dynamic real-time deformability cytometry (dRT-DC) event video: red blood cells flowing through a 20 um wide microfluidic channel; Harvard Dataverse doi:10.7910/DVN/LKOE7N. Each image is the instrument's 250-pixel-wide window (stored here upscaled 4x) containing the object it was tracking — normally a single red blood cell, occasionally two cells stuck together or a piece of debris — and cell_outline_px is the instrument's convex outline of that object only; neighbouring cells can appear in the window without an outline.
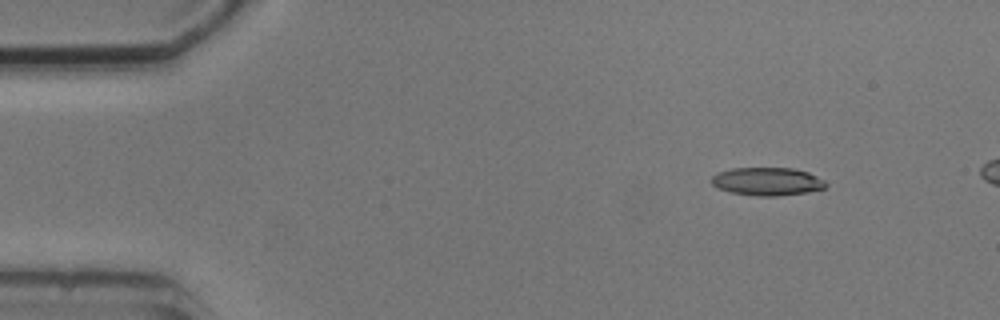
{"species": "common noctule bat (a hibernating species)", "species_latin": "Nyctalus noctula", "temperature_condition": "cold", "stored_images_in_passage": 7, "camera_frame_rate_fps": 3000, "um_per_image_px": 0.085, "animal": {"sex": "male", "body_mass_g": 20.5, "forearm_length_mm": 52.5}, "frame": {"image": 1, "passage_image": 2, "time_ms": 1.0, "image_size_px": [1000, 320], "cell_outline_px": [[828, 184], [824, 188], [804, 192], [776, 196], [756, 196], [732, 192], [716, 188], [712, 184], [712, 176], [716, 172], [732, 168], [792, 168], [808, 172], [824, 180]], "centroid_in_image_um": [65.18, 15.41], "position_along_channel_um": 19.8, "area_um2": 18.61}}
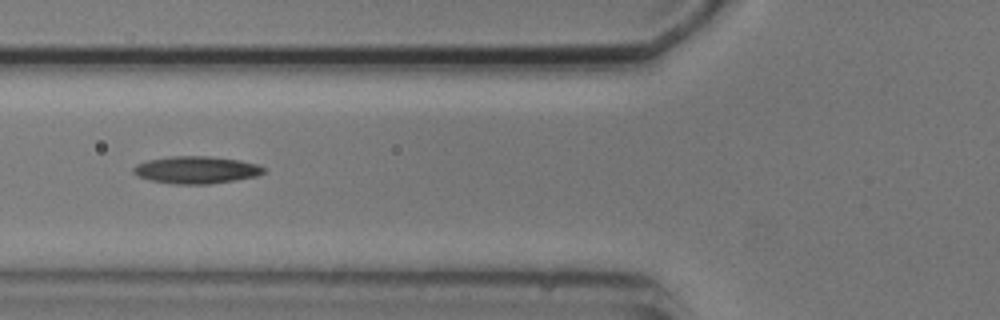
{"frame": {"image": 2, "passage_image": 6, "time_ms": 5.667, "image_size_px": [1000, 320], "cell_outline_px": [[264, 172], [256, 176], [236, 180], [208, 184], [176, 184], [152, 180], [140, 176], [132, 172], [132, 168], [136, 164], [148, 160], [172, 156], [208, 156], [240, 160], [256, 164], [264, 168]], "centroid_in_image_um": [16.68, 14.43], "position_along_channel_um": 109.1, "area_um2": 20.52}}
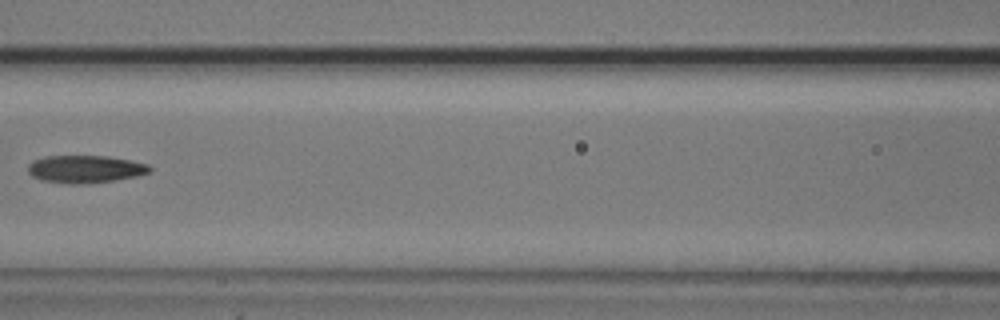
{"frame": {"image": 3, "passage_image": 7, "time_ms": 7.0, "image_size_px": [1000, 320], "cell_outline_px": [[152, 172], [136, 176], [112, 180], [84, 184], [68, 184], [40, 180], [32, 176], [28, 172], [28, 164], [32, 160], [44, 156], [108, 156], [132, 160], [148, 164], [152, 168]], "centroid_in_image_um": [7.23, 14.37], "position_along_channel_um": 159.4, "area_um2": 19.77}}